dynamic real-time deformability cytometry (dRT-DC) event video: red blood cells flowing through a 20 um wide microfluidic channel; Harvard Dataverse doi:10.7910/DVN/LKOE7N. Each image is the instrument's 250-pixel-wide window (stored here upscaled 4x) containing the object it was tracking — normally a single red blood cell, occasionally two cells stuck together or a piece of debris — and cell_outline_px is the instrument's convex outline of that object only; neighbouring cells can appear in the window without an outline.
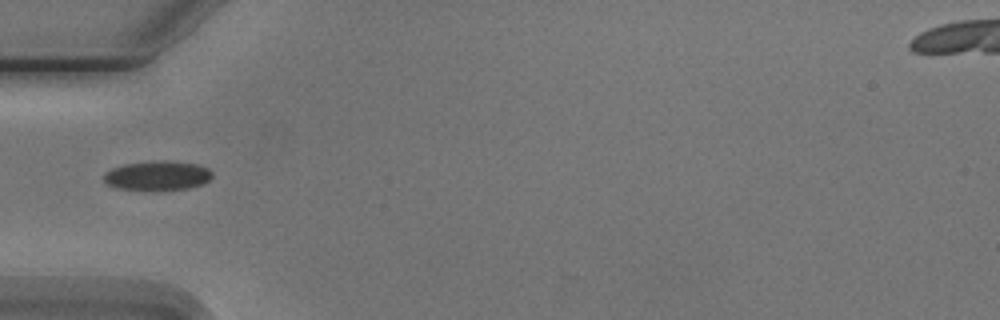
{"species": "Egyptian fruit bat (a non-hibernating species)", "species_latin": "Rousettus aegyptiacus", "temperature_condition": "cold", "stored_images_in_passage": 6, "camera_frame_rate_fps": 3000, "um_per_image_px": 0.085, "animal": {"sex": "male"}, "frame": {"image": 1, "passage_image": 3, "time_ms": 2.667, "image_size_px": [1000, 320], "cell_outline_px": [[212, 176], [204, 184], [188, 188], [160, 192], [152, 192], [116, 188], [108, 184], [104, 180], [104, 172], [112, 168], [124, 164], [164, 160], [168, 160], [196, 164], [208, 168], [212, 172]], "centroid_in_image_um": [13.38, 14.96], "position_along_channel_um": 71.6, "area_um2": 19.13}}
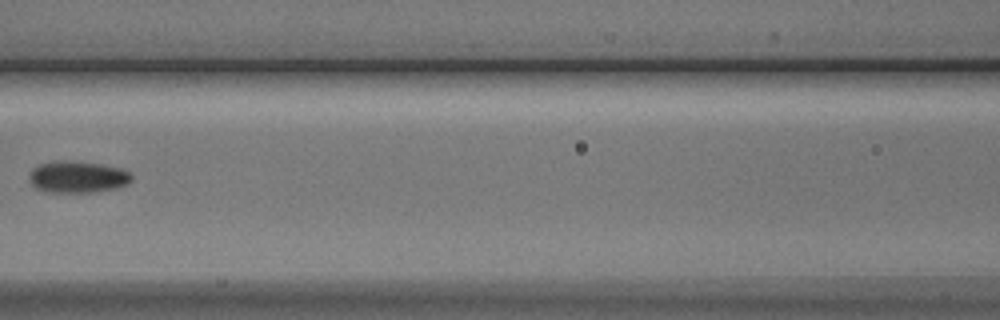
{"frame": {"image": 2, "passage_image": 5, "time_ms": 5.0, "image_size_px": [1000, 320], "cell_outline_px": [[132, 180], [128, 184], [116, 188], [92, 192], [44, 192], [36, 188], [32, 184], [28, 176], [32, 168], [40, 164], [68, 160], [100, 164], [120, 168], [128, 172], [132, 176]], "centroid_in_image_um": [6.58, 15.05], "position_along_channel_um": 160.0, "area_um2": 18.84}}
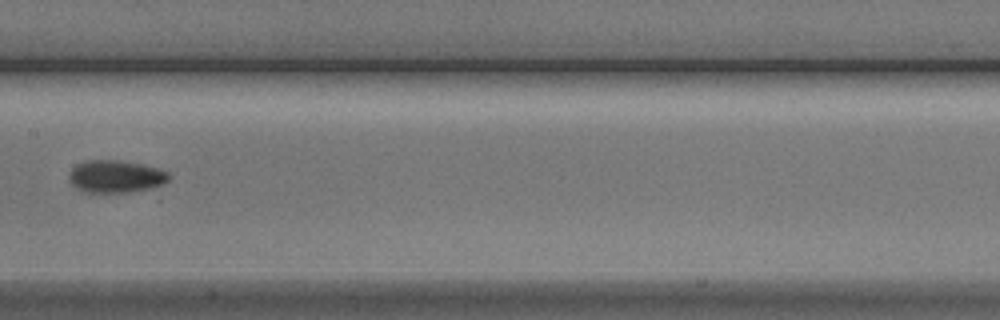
{"frame": {"image": 3, "passage_image": 6, "time_ms": 6.0, "image_size_px": [1000, 320], "cell_outline_px": [[168, 180], [164, 184], [152, 188], [128, 192], [84, 192], [76, 188], [72, 184], [68, 176], [72, 168], [76, 164], [88, 160], [120, 160], [144, 164], [160, 168], [168, 172]], "centroid_in_image_um": [9.85, 14.99], "position_along_channel_um": 197.6, "area_um2": 19.02}}